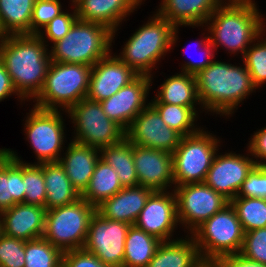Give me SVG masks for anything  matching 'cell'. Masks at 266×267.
<instances>
[{
	"label": "cell",
	"instance_id": "cell-11",
	"mask_svg": "<svg viewBox=\"0 0 266 267\" xmlns=\"http://www.w3.org/2000/svg\"><path fill=\"white\" fill-rule=\"evenodd\" d=\"M32 107L26 113L23 131L37 159L34 164L57 162L64 152V142H67L64 132L66 119H63L66 111Z\"/></svg>",
	"mask_w": 266,
	"mask_h": 267
},
{
	"label": "cell",
	"instance_id": "cell-49",
	"mask_svg": "<svg viewBox=\"0 0 266 267\" xmlns=\"http://www.w3.org/2000/svg\"><path fill=\"white\" fill-rule=\"evenodd\" d=\"M223 1H234V2H255V0H223Z\"/></svg>",
	"mask_w": 266,
	"mask_h": 267
},
{
	"label": "cell",
	"instance_id": "cell-21",
	"mask_svg": "<svg viewBox=\"0 0 266 267\" xmlns=\"http://www.w3.org/2000/svg\"><path fill=\"white\" fill-rule=\"evenodd\" d=\"M46 212L45 207L16 203L0 213V232L23 241L41 238Z\"/></svg>",
	"mask_w": 266,
	"mask_h": 267
},
{
	"label": "cell",
	"instance_id": "cell-2",
	"mask_svg": "<svg viewBox=\"0 0 266 267\" xmlns=\"http://www.w3.org/2000/svg\"><path fill=\"white\" fill-rule=\"evenodd\" d=\"M241 66L214 60L196 78L202 111L230 119L241 103L257 88L244 62ZM243 101V102H242Z\"/></svg>",
	"mask_w": 266,
	"mask_h": 267
},
{
	"label": "cell",
	"instance_id": "cell-33",
	"mask_svg": "<svg viewBox=\"0 0 266 267\" xmlns=\"http://www.w3.org/2000/svg\"><path fill=\"white\" fill-rule=\"evenodd\" d=\"M162 120L182 136L197 133L202 127L196 124L198 109L202 107H184L167 103H150ZM197 109V110H196ZM199 127V128H198Z\"/></svg>",
	"mask_w": 266,
	"mask_h": 267
},
{
	"label": "cell",
	"instance_id": "cell-7",
	"mask_svg": "<svg viewBox=\"0 0 266 267\" xmlns=\"http://www.w3.org/2000/svg\"><path fill=\"white\" fill-rule=\"evenodd\" d=\"M244 235L230 202L191 233L203 261L212 262L240 253Z\"/></svg>",
	"mask_w": 266,
	"mask_h": 267
},
{
	"label": "cell",
	"instance_id": "cell-45",
	"mask_svg": "<svg viewBox=\"0 0 266 267\" xmlns=\"http://www.w3.org/2000/svg\"><path fill=\"white\" fill-rule=\"evenodd\" d=\"M248 141L247 149L256 165L266 166V127L255 131Z\"/></svg>",
	"mask_w": 266,
	"mask_h": 267
},
{
	"label": "cell",
	"instance_id": "cell-26",
	"mask_svg": "<svg viewBox=\"0 0 266 267\" xmlns=\"http://www.w3.org/2000/svg\"><path fill=\"white\" fill-rule=\"evenodd\" d=\"M24 197L23 162L0 148V213L23 203Z\"/></svg>",
	"mask_w": 266,
	"mask_h": 267
},
{
	"label": "cell",
	"instance_id": "cell-16",
	"mask_svg": "<svg viewBox=\"0 0 266 267\" xmlns=\"http://www.w3.org/2000/svg\"><path fill=\"white\" fill-rule=\"evenodd\" d=\"M134 225L161 241L175 240L173 234L179 222L174 190L154 191L147 199Z\"/></svg>",
	"mask_w": 266,
	"mask_h": 267
},
{
	"label": "cell",
	"instance_id": "cell-5",
	"mask_svg": "<svg viewBox=\"0 0 266 267\" xmlns=\"http://www.w3.org/2000/svg\"><path fill=\"white\" fill-rule=\"evenodd\" d=\"M112 32L103 24L77 19L63 39L49 46L50 59L92 67L113 51Z\"/></svg>",
	"mask_w": 266,
	"mask_h": 267
},
{
	"label": "cell",
	"instance_id": "cell-15",
	"mask_svg": "<svg viewBox=\"0 0 266 267\" xmlns=\"http://www.w3.org/2000/svg\"><path fill=\"white\" fill-rule=\"evenodd\" d=\"M125 137L133 144L172 154L182 135L170 128L149 104L133 120Z\"/></svg>",
	"mask_w": 266,
	"mask_h": 267
},
{
	"label": "cell",
	"instance_id": "cell-34",
	"mask_svg": "<svg viewBox=\"0 0 266 267\" xmlns=\"http://www.w3.org/2000/svg\"><path fill=\"white\" fill-rule=\"evenodd\" d=\"M4 150L13 158L23 162V180H24V204L38 205L45 207L46 187L43 174V163L34 164L23 161L16 151L4 148Z\"/></svg>",
	"mask_w": 266,
	"mask_h": 267
},
{
	"label": "cell",
	"instance_id": "cell-38",
	"mask_svg": "<svg viewBox=\"0 0 266 267\" xmlns=\"http://www.w3.org/2000/svg\"><path fill=\"white\" fill-rule=\"evenodd\" d=\"M78 19L75 7L69 12L66 8L60 15L50 21L37 35L49 47L56 41L63 39L69 32L74 22Z\"/></svg>",
	"mask_w": 266,
	"mask_h": 267
},
{
	"label": "cell",
	"instance_id": "cell-23",
	"mask_svg": "<svg viewBox=\"0 0 266 267\" xmlns=\"http://www.w3.org/2000/svg\"><path fill=\"white\" fill-rule=\"evenodd\" d=\"M223 0H161L155 11L172 25L202 27Z\"/></svg>",
	"mask_w": 266,
	"mask_h": 267
},
{
	"label": "cell",
	"instance_id": "cell-6",
	"mask_svg": "<svg viewBox=\"0 0 266 267\" xmlns=\"http://www.w3.org/2000/svg\"><path fill=\"white\" fill-rule=\"evenodd\" d=\"M91 66L51 61L44 84L33 99V106L46 110L68 111L86 98Z\"/></svg>",
	"mask_w": 266,
	"mask_h": 267
},
{
	"label": "cell",
	"instance_id": "cell-44",
	"mask_svg": "<svg viewBox=\"0 0 266 267\" xmlns=\"http://www.w3.org/2000/svg\"><path fill=\"white\" fill-rule=\"evenodd\" d=\"M63 267H111L101 262L94 254L84 249L68 250L63 253Z\"/></svg>",
	"mask_w": 266,
	"mask_h": 267
},
{
	"label": "cell",
	"instance_id": "cell-18",
	"mask_svg": "<svg viewBox=\"0 0 266 267\" xmlns=\"http://www.w3.org/2000/svg\"><path fill=\"white\" fill-rule=\"evenodd\" d=\"M111 51L92 66L86 98L101 102L133 81L136 74Z\"/></svg>",
	"mask_w": 266,
	"mask_h": 267
},
{
	"label": "cell",
	"instance_id": "cell-30",
	"mask_svg": "<svg viewBox=\"0 0 266 267\" xmlns=\"http://www.w3.org/2000/svg\"><path fill=\"white\" fill-rule=\"evenodd\" d=\"M100 158L117 172L123 187L139 186L133 144L126 137L120 143L101 148Z\"/></svg>",
	"mask_w": 266,
	"mask_h": 267
},
{
	"label": "cell",
	"instance_id": "cell-35",
	"mask_svg": "<svg viewBox=\"0 0 266 267\" xmlns=\"http://www.w3.org/2000/svg\"><path fill=\"white\" fill-rule=\"evenodd\" d=\"M244 232L266 227V200L236 196L230 201Z\"/></svg>",
	"mask_w": 266,
	"mask_h": 267
},
{
	"label": "cell",
	"instance_id": "cell-46",
	"mask_svg": "<svg viewBox=\"0 0 266 267\" xmlns=\"http://www.w3.org/2000/svg\"><path fill=\"white\" fill-rule=\"evenodd\" d=\"M17 95L19 103H25V100L16 92L12 79L9 76L3 61L0 59V102L8 97Z\"/></svg>",
	"mask_w": 266,
	"mask_h": 267
},
{
	"label": "cell",
	"instance_id": "cell-19",
	"mask_svg": "<svg viewBox=\"0 0 266 267\" xmlns=\"http://www.w3.org/2000/svg\"><path fill=\"white\" fill-rule=\"evenodd\" d=\"M133 158L140 186L154 191L174 190L172 154L133 145Z\"/></svg>",
	"mask_w": 266,
	"mask_h": 267
},
{
	"label": "cell",
	"instance_id": "cell-17",
	"mask_svg": "<svg viewBox=\"0 0 266 267\" xmlns=\"http://www.w3.org/2000/svg\"><path fill=\"white\" fill-rule=\"evenodd\" d=\"M152 86L150 76L138 75L110 98L100 102L104 113L126 132L135 117L150 104L148 95Z\"/></svg>",
	"mask_w": 266,
	"mask_h": 267
},
{
	"label": "cell",
	"instance_id": "cell-8",
	"mask_svg": "<svg viewBox=\"0 0 266 267\" xmlns=\"http://www.w3.org/2000/svg\"><path fill=\"white\" fill-rule=\"evenodd\" d=\"M220 139L203 127L195 134L182 136L180 144L172 153L174 186L204 183L219 152Z\"/></svg>",
	"mask_w": 266,
	"mask_h": 267
},
{
	"label": "cell",
	"instance_id": "cell-37",
	"mask_svg": "<svg viewBox=\"0 0 266 267\" xmlns=\"http://www.w3.org/2000/svg\"><path fill=\"white\" fill-rule=\"evenodd\" d=\"M266 29L254 40L241 59L244 62L253 85L258 89L266 84ZM265 37V38H263Z\"/></svg>",
	"mask_w": 266,
	"mask_h": 267
},
{
	"label": "cell",
	"instance_id": "cell-9",
	"mask_svg": "<svg viewBox=\"0 0 266 267\" xmlns=\"http://www.w3.org/2000/svg\"><path fill=\"white\" fill-rule=\"evenodd\" d=\"M96 207L80 198L76 202L47 210L43 238L63 252L83 249L89 221Z\"/></svg>",
	"mask_w": 266,
	"mask_h": 267
},
{
	"label": "cell",
	"instance_id": "cell-36",
	"mask_svg": "<svg viewBox=\"0 0 266 267\" xmlns=\"http://www.w3.org/2000/svg\"><path fill=\"white\" fill-rule=\"evenodd\" d=\"M63 253L43 237L26 241L24 267H62Z\"/></svg>",
	"mask_w": 266,
	"mask_h": 267
},
{
	"label": "cell",
	"instance_id": "cell-43",
	"mask_svg": "<svg viewBox=\"0 0 266 267\" xmlns=\"http://www.w3.org/2000/svg\"><path fill=\"white\" fill-rule=\"evenodd\" d=\"M237 196L266 200V166L256 165L241 185Z\"/></svg>",
	"mask_w": 266,
	"mask_h": 267
},
{
	"label": "cell",
	"instance_id": "cell-32",
	"mask_svg": "<svg viewBox=\"0 0 266 267\" xmlns=\"http://www.w3.org/2000/svg\"><path fill=\"white\" fill-rule=\"evenodd\" d=\"M123 188L117 172L100 158L88 187L81 194V198L96 207L103 200L112 197Z\"/></svg>",
	"mask_w": 266,
	"mask_h": 267
},
{
	"label": "cell",
	"instance_id": "cell-31",
	"mask_svg": "<svg viewBox=\"0 0 266 267\" xmlns=\"http://www.w3.org/2000/svg\"><path fill=\"white\" fill-rule=\"evenodd\" d=\"M35 0H0V37L30 34Z\"/></svg>",
	"mask_w": 266,
	"mask_h": 267
},
{
	"label": "cell",
	"instance_id": "cell-3",
	"mask_svg": "<svg viewBox=\"0 0 266 267\" xmlns=\"http://www.w3.org/2000/svg\"><path fill=\"white\" fill-rule=\"evenodd\" d=\"M264 20V21H263ZM265 20L256 2L223 1L203 27L215 52L221 46L230 55H242L266 29Z\"/></svg>",
	"mask_w": 266,
	"mask_h": 267
},
{
	"label": "cell",
	"instance_id": "cell-28",
	"mask_svg": "<svg viewBox=\"0 0 266 267\" xmlns=\"http://www.w3.org/2000/svg\"><path fill=\"white\" fill-rule=\"evenodd\" d=\"M43 174L47 193L45 203L47 210L72 204L81 198L59 161L43 163Z\"/></svg>",
	"mask_w": 266,
	"mask_h": 267
},
{
	"label": "cell",
	"instance_id": "cell-29",
	"mask_svg": "<svg viewBox=\"0 0 266 267\" xmlns=\"http://www.w3.org/2000/svg\"><path fill=\"white\" fill-rule=\"evenodd\" d=\"M162 241L135 225H130L124 249L123 267H147Z\"/></svg>",
	"mask_w": 266,
	"mask_h": 267
},
{
	"label": "cell",
	"instance_id": "cell-10",
	"mask_svg": "<svg viewBox=\"0 0 266 267\" xmlns=\"http://www.w3.org/2000/svg\"><path fill=\"white\" fill-rule=\"evenodd\" d=\"M65 115L73 123L74 136L70 140L77 143L101 149L125 138V131L106 116L100 102L84 98Z\"/></svg>",
	"mask_w": 266,
	"mask_h": 267
},
{
	"label": "cell",
	"instance_id": "cell-41",
	"mask_svg": "<svg viewBox=\"0 0 266 267\" xmlns=\"http://www.w3.org/2000/svg\"><path fill=\"white\" fill-rule=\"evenodd\" d=\"M239 254L246 259L266 264V227L245 232Z\"/></svg>",
	"mask_w": 266,
	"mask_h": 267
},
{
	"label": "cell",
	"instance_id": "cell-22",
	"mask_svg": "<svg viewBox=\"0 0 266 267\" xmlns=\"http://www.w3.org/2000/svg\"><path fill=\"white\" fill-rule=\"evenodd\" d=\"M153 192V189L146 186L124 187L97 205L96 211L109 220L134 225Z\"/></svg>",
	"mask_w": 266,
	"mask_h": 267
},
{
	"label": "cell",
	"instance_id": "cell-24",
	"mask_svg": "<svg viewBox=\"0 0 266 267\" xmlns=\"http://www.w3.org/2000/svg\"><path fill=\"white\" fill-rule=\"evenodd\" d=\"M59 162L80 195L88 187L91 176L100 159V149L70 140Z\"/></svg>",
	"mask_w": 266,
	"mask_h": 267
},
{
	"label": "cell",
	"instance_id": "cell-25",
	"mask_svg": "<svg viewBox=\"0 0 266 267\" xmlns=\"http://www.w3.org/2000/svg\"><path fill=\"white\" fill-rule=\"evenodd\" d=\"M202 262L193 237L185 235L162 241L147 267H198Z\"/></svg>",
	"mask_w": 266,
	"mask_h": 267
},
{
	"label": "cell",
	"instance_id": "cell-1",
	"mask_svg": "<svg viewBox=\"0 0 266 267\" xmlns=\"http://www.w3.org/2000/svg\"><path fill=\"white\" fill-rule=\"evenodd\" d=\"M48 48L36 34L0 37V59L16 92L27 102L33 100L43 87L51 64Z\"/></svg>",
	"mask_w": 266,
	"mask_h": 267
},
{
	"label": "cell",
	"instance_id": "cell-4",
	"mask_svg": "<svg viewBox=\"0 0 266 267\" xmlns=\"http://www.w3.org/2000/svg\"><path fill=\"white\" fill-rule=\"evenodd\" d=\"M154 13L125 41L119 55L116 54L136 74L150 76L152 83L155 74L152 71L174 49L180 30V26L175 27L156 11Z\"/></svg>",
	"mask_w": 266,
	"mask_h": 267
},
{
	"label": "cell",
	"instance_id": "cell-14",
	"mask_svg": "<svg viewBox=\"0 0 266 267\" xmlns=\"http://www.w3.org/2000/svg\"><path fill=\"white\" fill-rule=\"evenodd\" d=\"M246 152L247 155L237 154L234 151L223 154L217 152L207 172L204 183L229 202L237 196L242 183L256 166L248 149Z\"/></svg>",
	"mask_w": 266,
	"mask_h": 267
},
{
	"label": "cell",
	"instance_id": "cell-20",
	"mask_svg": "<svg viewBox=\"0 0 266 267\" xmlns=\"http://www.w3.org/2000/svg\"><path fill=\"white\" fill-rule=\"evenodd\" d=\"M143 1L146 0H72L70 8L75 7L79 20L103 24L112 30L114 43L119 26Z\"/></svg>",
	"mask_w": 266,
	"mask_h": 267
},
{
	"label": "cell",
	"instance_id": "cell-42",
	"mask_svg": "<svg viewBox=\"0 0 266 267\" xmlns=\"http://www.w3.org/2000/svg\"><path fill=\"white\" fill-rule=\"evenodd\" d=\"M205 30L204 31H207L206 32H203L202 35L204 37H202L200 39V41H197V46H199V49L201 48V52H203V54L201 55L202 57L200 58H196L194 59L193 57L190 59L189 57V60L188 61H184V63L181 65V72H184V73H189L190 75H197L200 71H202L203 69H205L209 64H211L216 57V53H215V50H214V47L212 46V44L210 43L209 41V33H208V30H206V28H204ZM206 33V34H204ZM189 47H191L189 45ZM187 48V46H186ZM185 47H183V51H187ZM198 49V50H199ZM186 53V52H185ZM188 54V53H187Z\"/></svg>",
	"mask_w": 266,
	"mask_h": 267
},
{
	"label": "cell",
	"instance_id": "cell-48",
	"mask_svg": "<svg viewBox=\"0 0 266 267\" xmlns=\"http://www.w3.org/2000/svg\"><path fill=\"white\" fill-rule=\"evenodd\" d=\"M198 267H220L217 262L203 261Z\"/></svg>",
	"mask_w": 266,
	"mask_h": 267
},
{
	"label": "cell",
	"instance_id": "cell-40",
	"mask_svg": "<svg viewBox=\"0 0 266 267\" xmlns=\"http://www.w3.org/2000/svg\"><path fill=\"white\" fill-rule=\"evenodd\" d=\"M60 0H35L30 34H38L50 21L60 15L65 9Z\"/></svg>",
	"mask_w": 266,
	"mask_h": 267
},
{
	"label": "cell",
	"instance_id": "cell-13",
	"mask_svg": "<svg viewBox=\"0 0 266 267\" xmlns=\"http://www.w3.org/2000/svg\"><path fill=\"white\" fill-rule=\"evenodd\" d=\"M130 224L109 220L97 211L89 221L83 249L94 254L102 263L111 267H123L125 239Z\"/></svg>",
	"mask_w": 266,
	"mask_h": 267
},
{
	"label": "cell",
	"instance_id": "cell-12",
	"mask_svg": "<svg viewBox=\"0 0 266 267\" xmlns=\"http://www.w3.org/2000/svg\"><path fill=\"white\" fill-rule=\"evenodd\" d=\"M177 217L180 227L191 234L204 221L226 206L229 201L205 183L175 186Z\"/></svg>",
	"mask_w": 266,
	"mask_h": 267
},
{
	"label": "cell",
	"instance_id": "cell-27",
	"mask_svg": "<svg viewBox=\"0 0 266 267\" xmlns=\"http://www.w3.org/2000/svg\"><path fill=\"white\" fill-rule=\"evenodd\" d=\"M158 88L157 94L149 103H167L184 107L200 106L194 75L176 73L166 78Z\"/></svg>",
	"mask_w": 266,
	"mask_h": 267
},
{
	"label": "cell",
	"instance_id": "cell-39",
	"mask_svg": "<svg viewBox=\"0 0 266 267\" xmlns=\"http://www.w3.org/2000/svg\"><path fill=\"white\" fill-rule=\"evenodd\" d=\"M25 242L0 232V266L24 267Z\"/></svg>",
	"mask_w": 266,
	"mask_h": 267
},
{
	"label": "cell",
	"instance_id": "cell-47",
	"mask_svg": "<svg viewBox=\"0 0 266 267\" xmlns=\"http://www.w3.org/2000/svg\"><path fill=\"white\" fill-rule=\"evenodd\" d=\"M217 263L220 267H266V264L246 259L239 253L225 256Z\"/></svg>",
	"mask_w": 266,
	"mask_h": 267
}]
</instances>
